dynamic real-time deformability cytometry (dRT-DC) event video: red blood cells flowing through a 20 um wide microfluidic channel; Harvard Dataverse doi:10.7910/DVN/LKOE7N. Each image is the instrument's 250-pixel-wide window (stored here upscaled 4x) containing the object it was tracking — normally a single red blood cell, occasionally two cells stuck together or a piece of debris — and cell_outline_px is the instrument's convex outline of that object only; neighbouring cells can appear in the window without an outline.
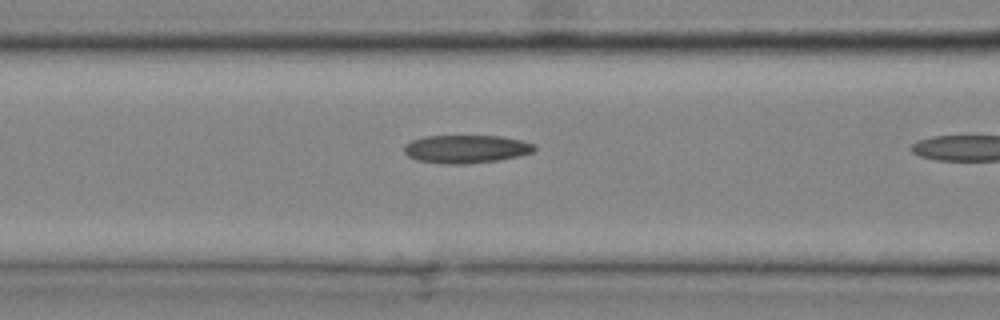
{"species": "common noctule bat (a hibernating species)", "species_latin": "Nyctalus noctula", "temperature_condition": "cold", "stored_images_in_passage": 6, "camera_frame_rate_fps": 3000, "um_per_image_px": 0.085, "animal": {"sex": "male", "body_mass_g": 20.4}, "frame": {"image": 1, "passage_image": 5, "time_ms": 1.333, "image_size_px": [1000, 320], "cell_outline_px": [[536, 152], [520, 156], [496, 160], [468, 164], [444, 164], [416, 160], [408, 156], [404, 152], [404, 144], [412, 140], [424, 136], [500, 136], [524, 140], [536, 144]], "centroid_in_image_um": [39.66, 12.66], "position_along_channel_um": 126.9, "area_um2": 21.68}}